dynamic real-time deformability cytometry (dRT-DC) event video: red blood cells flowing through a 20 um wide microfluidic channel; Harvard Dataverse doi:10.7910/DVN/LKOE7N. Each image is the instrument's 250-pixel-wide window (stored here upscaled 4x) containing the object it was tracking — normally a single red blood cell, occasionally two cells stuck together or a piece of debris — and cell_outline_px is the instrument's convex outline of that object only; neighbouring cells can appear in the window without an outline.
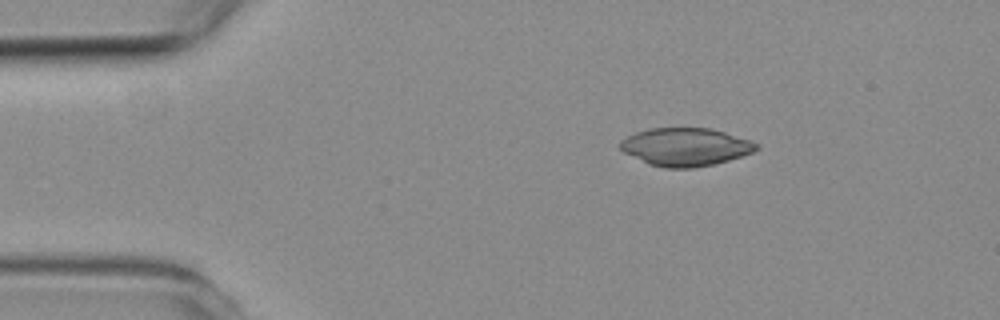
{"species": "common noctule bat (a hibernating species)", "species_latin": "Nyctalus noctula", "temperature_condition": "room temperature", "stored_images_in_passage": 3, "camera_frame_rate_fps": 3000, "um_per_image_px": 0.085, "animal": {"sex": "female", "body_mass_g": 19.3, "forearm_length_mm": 54.1}, "frame": {"image": 1, "passage_image": 3, "time_ms": 2.667, "image_size_px": [1000, 320], "cell_outline_px": [[760, 148], [752, 152], [728, 160], [712, 164], [692, 168], [664, 168], [648, 164], [624, 152], [620, 148], [620, 140], [636, 132], [648, 128], [708, 128], [724, 132], [752, 140], [760, 144]], "centroid_in_image_um": [58.27, 12.48], "position_along_channel_um": 26.7, "area_um2": 30.11}}